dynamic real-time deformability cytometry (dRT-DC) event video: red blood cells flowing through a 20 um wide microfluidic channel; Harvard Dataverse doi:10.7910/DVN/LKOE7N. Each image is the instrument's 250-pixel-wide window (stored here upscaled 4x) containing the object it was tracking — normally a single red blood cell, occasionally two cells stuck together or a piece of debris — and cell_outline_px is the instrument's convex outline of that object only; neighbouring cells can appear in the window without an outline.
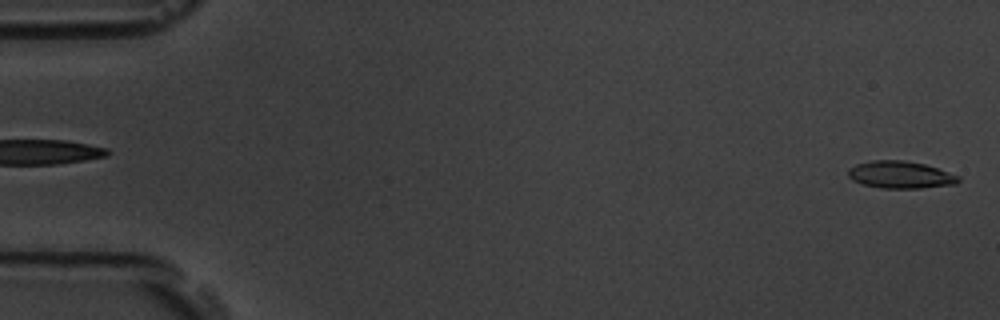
{"species": "common noctule bat (a hibernating species)", "species_latin": "Nyctalus noctula", "temperature_condition": "room temperature", "stored_images_in_passage": 5, "segment_of_instrument_passage": [2, 2], "camera_frame_rate_fps": 3000, "um_per_image_px": 0.085, "animal": {"sex": "male", "body_mass_g": 19.5, "forearm_length_mm": 54.6}, "frame": {"image": 1, "passage_image": 5, "time_ms": 1.333, "image_size_px": [1000, 320], "cell_outline_px": [[960, 180], [956, 184], [920, 188], [880, 188], [864, 184], [852, 180], [848, 176], [848, 168], [856, 164], [872, 160], [904, 160], [924, 164], [960, 176]], "centroid_in_image_um": [76.52, 14.85], "position_along_channel_um": 8.5, "area_um2": 17.46}}